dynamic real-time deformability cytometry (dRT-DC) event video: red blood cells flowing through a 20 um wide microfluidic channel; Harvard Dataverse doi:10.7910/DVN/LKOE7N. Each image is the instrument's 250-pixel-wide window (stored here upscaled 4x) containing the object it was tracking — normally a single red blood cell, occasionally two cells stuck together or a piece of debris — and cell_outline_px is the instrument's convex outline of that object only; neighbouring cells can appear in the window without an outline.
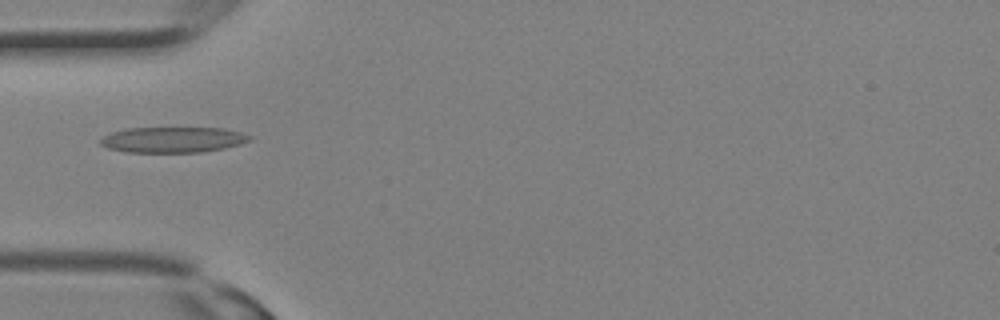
{"species": "Egyptian fruit bat (a non-hibernating species)", "species_latin": "Rousettus aegyptiacus", "temperature_condition": "room temperature", "stored_images_in_passage": 6, "camera_frame_rate_fps": 3000, "um_per_image_px": 0.085, "animal": {"sex": "female"}, "frame": {"image": 1, "passage_image": 1, "time_ms": 0.0, "image_size_px": [1000, 320], "cell_outline_px": [[252, 140], [240, 144], [224, 148], [200, 152], [128, 152], [108, 148], [100, 144], [100, 136], [112, 132], [128, 128], [224, 128], [240, 132], [252, 136]], "centroid_in_image_um": [14.69, 11.87], "position_along_channel_um": 70.3, "area_um2": 22.31}}
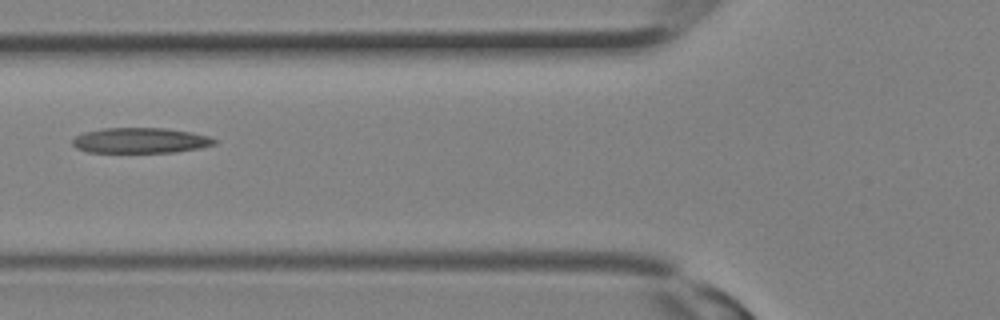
{"frame": {"image": 2, "passage_image": 3, "time_ms": 0.667, "image_size_px": [1000, 320], "cell_outline_px": [[216, 144], [200, 148], [176, 152], [88, 152], [76, 148], [72, 144], [72, 140], [76, 136], [84, 132], [104, 128], [164, 128], [192, 132], [208, 136], [216, 140]], "centroid_in_image_um": [11.94, 11.94], "position_along_channel_um": 113.9, "area_um2": 20.98}}
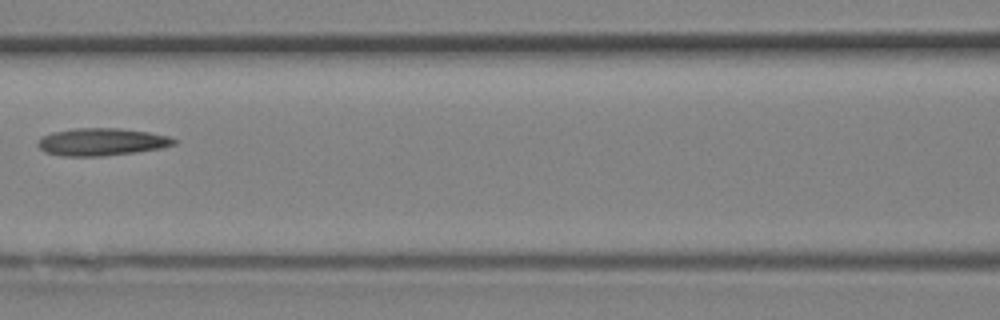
{"frame": {"image": 3, "passage_image": 5, "time_ms": 1.333, "image_size_px": [1000, 320], "cell_outline_px": [[176, 144], [160, 148], [136, 152], [100, 156], [64, 156], [44, 152], [36, 144], [44, 136], [52, 132], [76, 128], [120, 128], [148, 132], [168, 136], [176, 140]], "centroid_in_image_um": [8.64, 12.06], "position_along_channel_um": 158.0, "area_um2": 21.62}}